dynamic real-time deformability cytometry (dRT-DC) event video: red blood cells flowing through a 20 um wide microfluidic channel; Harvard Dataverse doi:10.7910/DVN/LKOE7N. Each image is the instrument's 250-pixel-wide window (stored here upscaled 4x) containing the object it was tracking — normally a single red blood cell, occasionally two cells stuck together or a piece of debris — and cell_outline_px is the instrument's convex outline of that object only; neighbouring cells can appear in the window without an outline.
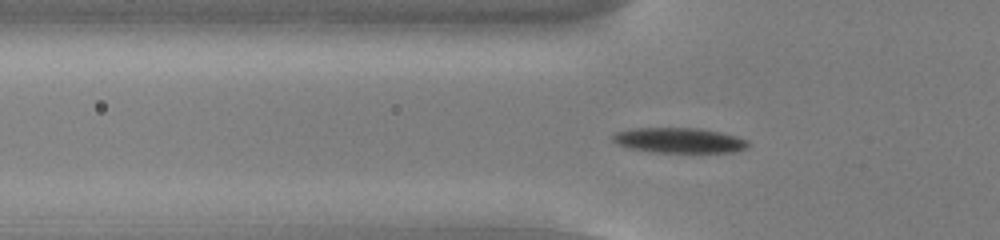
{"species": "common noctule bat (a hibernating species)", "species_latin": "Nyctalus noctula", "temperature_condition": "cold", "stored_images_in_passage": 55, "camera_frame_rate_fps": 3000, "um_per_image_px": 0.085, "animal": {"sex": "male", "body_mass_g": 13.0, "forearm_length_mm": 53.1}, "frame": {"image": 1, "passage_image": 19, "time_ms": 6.0, "image_size_px": [1000, 240], "cell_outline_px": [[748, 148], [736, 152], [652, 152], [632, 148], [616, 144], [612, 140], [612, 136], [616, 132], [632, 128], [700, 128], [720, 132], [736, 136], [748, 140]], "centroid_in_image_um": [57.74, 11.93], "position_along_channel_um": 68.1, "area_um2": 19.88}}
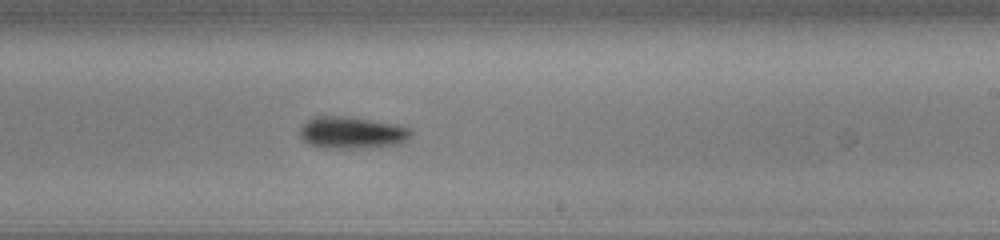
{"frame": {"image": 2, "passage_image": 34, "time_ms": 11.0, "image_size_px": [1000, 240], "cell_outline_px": [[412, 136], [408, 140], [400, 144], [368, 148], [320, 148], [308, 144], [300, 136], [300, 128], [312, 116], [348, 116], [396, 124], [408, 128], [412, 132]], "centroid_in_image_um": [29.92, 11.28], "position_along_channel_um": 259.1, "area_um2": 20.98}}
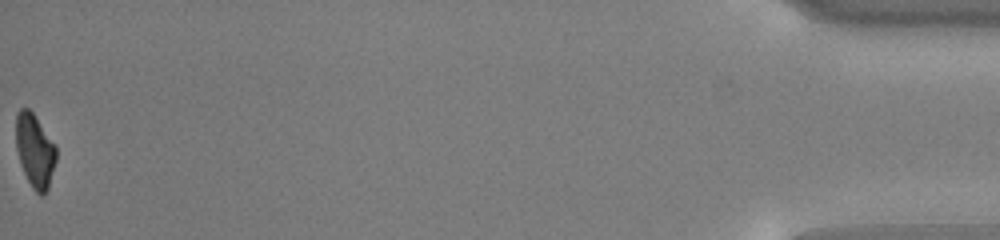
{"frame": {"image": 3, "passage_image": 55, "time_ms": 18.0, "image_size_px": [1000, 240], "cell_outline_px": [[56, 160], [48, 188], [44, 196], [40, 196], [32, 188], [20, 164], [16, 148], [16, 116], [20, 108], [28, 108], [32, 112], [56, 144]], "centroid_in_image_um": [2.97, 12.82], "position_along_channel_um": 432.2, "area_um2": 17.28}, "authors_computed_cell_mechanics": {"area_um2": 19.0162, "velocity_mm_per_s": 3.8528, "shape_relaxation_time_tau1_ms": 1.8317, "shape_relaxation_time_tau2_ms": null, "deformation_change_tau1": 0.1253, "deformation_change_tau2": null}}